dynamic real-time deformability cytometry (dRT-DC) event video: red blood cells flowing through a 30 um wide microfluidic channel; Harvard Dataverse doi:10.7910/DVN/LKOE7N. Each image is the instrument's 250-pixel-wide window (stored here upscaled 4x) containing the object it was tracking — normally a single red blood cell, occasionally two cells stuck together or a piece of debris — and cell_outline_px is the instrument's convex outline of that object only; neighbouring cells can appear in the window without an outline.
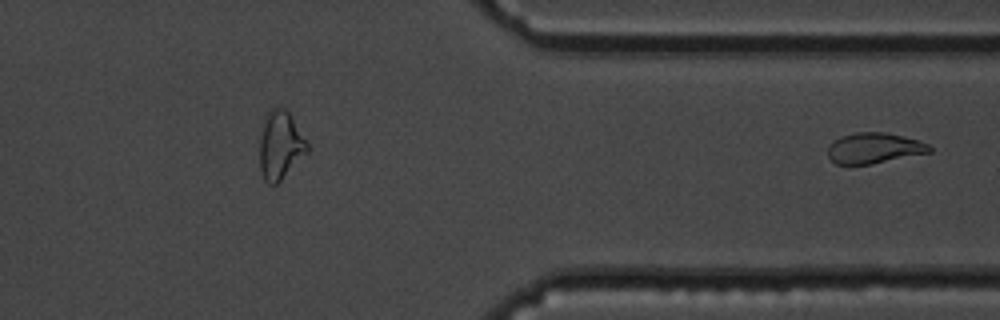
{"species": "common noctule bat (a hibernating species)", "species_latin": "Nyctalus noctula", "temperature_condition": "cold", "stored_images_in_passage": 46, "segment_of_instrument_passage": [2, 2], "camera_frame_rate_fps": 3000, "um_per_image_px": 0.085, "animal": {"sex": "male", "body_mass_g": 19.5, "forearm_length_mm": 54.6}, "frame": {"image": 1, "passage_image": 46, "time_ms": 15.0, "image_size_px": [1000, 320], "cell_outline_px": [[932, 152], [872, 164], [836, 164], [828, 156], [828, 144], [832, 140], [840, 136], [856, 132], [884, 132], [920, 140], [928, 144], [932, 148]], "centroid_in_image_um": [74.29, 12.58], "position_along_channel_um": 337.1, "area_um2": 18.32}}